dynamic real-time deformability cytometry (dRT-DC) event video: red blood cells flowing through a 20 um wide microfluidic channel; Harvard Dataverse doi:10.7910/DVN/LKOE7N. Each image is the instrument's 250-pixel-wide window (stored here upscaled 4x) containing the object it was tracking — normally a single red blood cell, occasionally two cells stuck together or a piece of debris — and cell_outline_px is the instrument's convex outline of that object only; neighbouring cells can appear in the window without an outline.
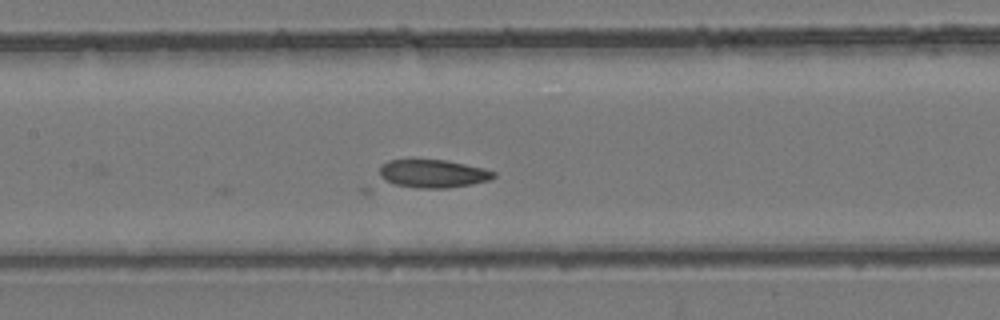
{"species": "common noctule bat (a hibernating species)", "species_latin": "Nyctalus noctula", "temperature_condition": "room temperature", "stored_images_in_passage": 32, "camera_frame_rate_fps": 3000, "um_per_image_px": 0.085, "animal": {"sex": "female", "body_mass_g": 24.6, "forearm_length_mm": 56.2}, "frame": {"image": 1, "passage_image": 18, "time_ms": 5.667, "image_size_px": [1000, 320], "cell_outline_px": [[496, 176], [488, 180], [472, 184], [448, 188], [416, 188], [396, 184], [384, 180], [380, 176], [380, 164], [388, 160], [444, 160], [484, 168], [496, 172]], "centroid_in_image_um": [36.8, 14.76], "position_along_channel_um": 170.6, "area_um2": 18.61}}
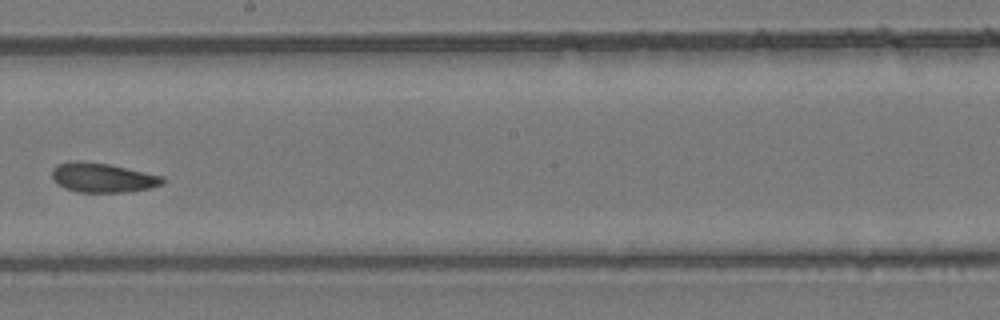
{"frame": {"image": 2, "passage_image": 22, "time_ms": 7.0, "image_size_px": [1000, 320], "cell_outline_px": [[164, 180], [160, 184], [148, 188], [128, 192], [80, 192], [64, 188], [52, 180], [52, 168], [56, 164], [72, 160], [80, 160], [108, 164], [164, 176]], "centroid_in_image_um": [8.66, 15.09], "position_along_channel_um": 239.5, "area_um2": 19.02}}
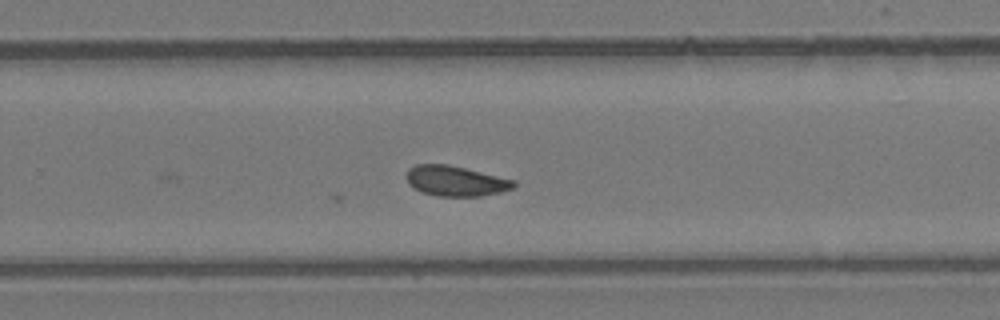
{"frame": {"image": 3, "passage_image": 25, "time_ms": 8.0, "image_size_px": [1000, 320], "cell_outline_px": [[516, 184], [512, 188], [500, 192], [480, 196], [440, 196], [424, 192], [408, 184], [404, 176], [408, 168], [416, 164], [448, 164], [516, 180]], "centroid_in_image_um": [38.7, 15.36], "position_along_channel_um": 291.1, "area_um2": 18.9}}